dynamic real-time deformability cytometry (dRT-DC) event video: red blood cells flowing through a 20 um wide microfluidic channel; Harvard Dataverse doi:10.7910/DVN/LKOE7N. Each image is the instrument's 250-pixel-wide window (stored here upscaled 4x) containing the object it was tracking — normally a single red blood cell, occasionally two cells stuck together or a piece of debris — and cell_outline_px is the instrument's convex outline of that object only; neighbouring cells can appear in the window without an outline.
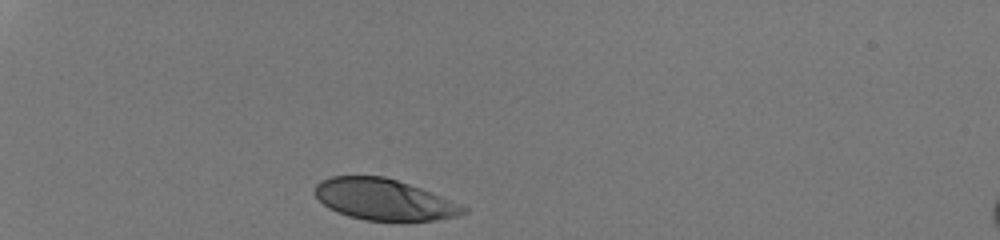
{"species": "human", "species_latin": "Homo sapiens", "temperature_condition": "room temperature", "stored_images_in_passage": 30, "camera_frame_rate_fps": 3000, "um_per_image_px": 0.085, "donor": {"sex": "male"}, "frame": {"image": 1, "passage_image": 1, "time_ms": 0.0, "image_size_px": [1000, 240], "cell_outline_px": [[468, 212], [456, 216], [436, 220], [364, 220], [348, 216], [328, 208], [312, 192], [316, 184], [320, 180], [332, 176], [384, 176], [420, 188], [468, 208]], "centroid_in_image_um": [32.58, 16.95], "position_along_channel_um": 52.4, "area_um2": 35.2}}
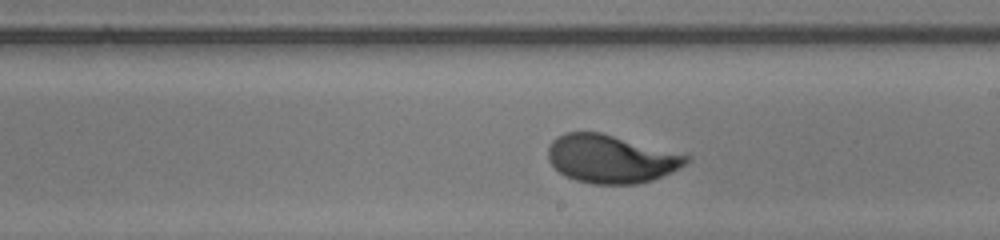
{"frame": {"image": 2, "passage_image": 18, "time_ms": 5.667, "image_size_px": [1000, 240], "cell_outline_px": [[692, 160], [672, 172], [652, 180], [636, 184], [592, 184], [576, 180], [560, 172], [548, 160], [548, 148], [552, 140], [556, 136], [564, 132], [600, 132], [688, 156]], "centroid_in_image_um": [51.9, 13.51], "position_along_channel_um": 237.1, "area_um2": 38.38}}
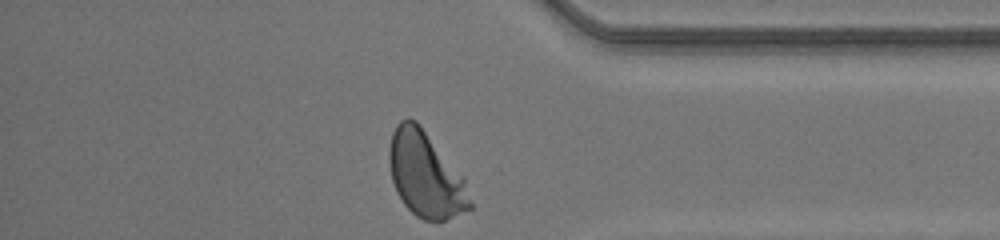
{"frame": {"image": 3, "passage_image": 30, "time_ms": 9.667, "image_size_px": [1000, 240], "cell_outline_px": [[472, 208], [444, 220], [424, 220], [416, 216], [404, 204], [396, 192], [392, 180], [388, 160], [388, 148], [392, 132], [396, 124], [400, 120], [408, 116], [416, 120], [420, 124], [464, 176], [472, 204]], "centroid_in_image_um": [36.15, 14.8], "position_along_channel_um": 399.0, "area_um2": 40.52}, "authors_computed_cell_mechanics": {"area_um2": 38.0613, "velocity_mm_per_s": 4.1989, "shape_relaxation_time_tau1_ms": 2.6407, "shape_relaxation_time_tau2_ms": null, "deformation_change_tau1": 0.1631, "deformation_change_tau2": null}}